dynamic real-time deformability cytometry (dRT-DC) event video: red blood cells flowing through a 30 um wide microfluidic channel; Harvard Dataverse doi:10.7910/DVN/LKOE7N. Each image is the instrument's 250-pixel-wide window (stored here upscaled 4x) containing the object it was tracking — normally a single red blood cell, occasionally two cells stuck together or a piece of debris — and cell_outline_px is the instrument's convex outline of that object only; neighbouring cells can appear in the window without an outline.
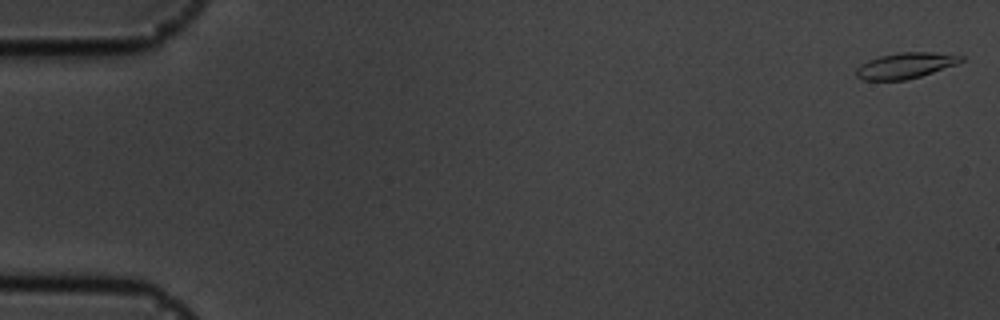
{"species": "common noctule bat (a hibernating species)", "species_latin": "Nyctalus noctula", "temperature_condition": "cold", "stored_images_in_passage": 56, "camera_frame_rate_fps": 3000, "um_per_image_px": 0.085, "animal": {"sex": "male", "body_mass_g": 19.5, "forearm_length_mm": 54.6}, "frame": {"image": 1, "passage_image": 1, "time_ms": 0.0, "image_size_px": [1000, 320], "cell_outline_px": [[964, 60], [956, 64], [920, 76], [904, 80], [864, 80], [856, 76], [856, 68], [860, 64], [868, 60], [880, 56], [900, 52], [928, 52], [964, 56]], "centroid_in_image_um": [76.93, 5.57], "position_along_channel_um": 8.1, "area_um2": 15.55}}
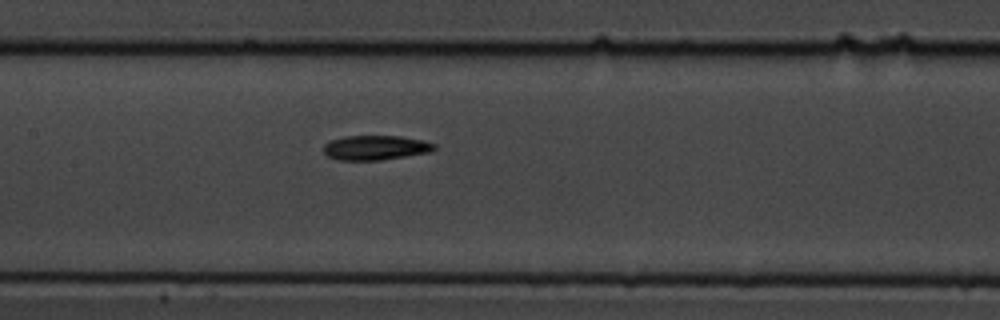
{"frame": {"image": 2, "passage_image": 27, "time_ms": 8.667, "image_size_px": [1000, 320], "cell_outline_px": [[436, 148], [428, 152], [380, 160], [340, 160], [328, 156], [324, 152], [324, 144], [328, 140], [344, 136], [400, 136], [420, 140], [436, 144]], "centroid_in_image_um": [31.87, 12.54], "position_along_channel_um": 175.5, "area_um2": 15.72}}
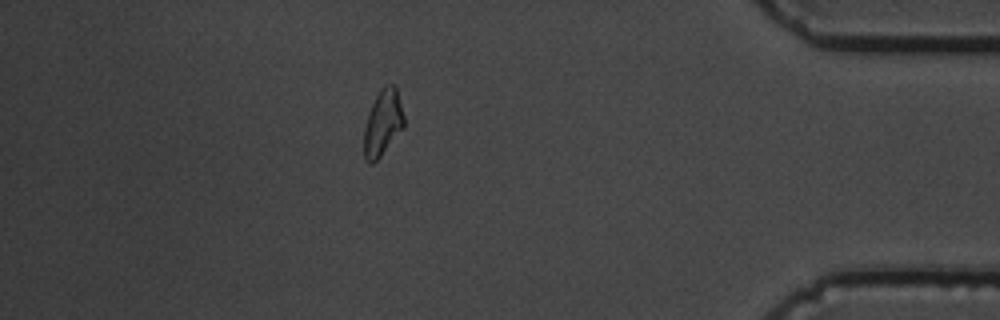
{"frame": {"image": 3, "passage_image": 49, "time_ms": 16.0, "image_size_px": [1000, 320], "cell_outline_px": [[404, 128], [380, 156], [372, 164], [368, 164], [364, 160], [364, 128], [368, 112], [380, 88], [384, 84], [392, 84], [396, 88], [404, 116]], "centroid_in_image_um": [32.52, 10.45], "position_along_channel_um": 402.7, "area_um2": 15.43}, "authors_computed_cell_mechanics": {"area_um2": 15.6638, "velocity_mm_per_s": 3.6241, "shape_relaxation_time_tau1_ms": 4.5923, "shape_relaxation_time_tau2_ms": null, "deformation_change_tau1": 0.1691, "deformation_change_tau2": null}}